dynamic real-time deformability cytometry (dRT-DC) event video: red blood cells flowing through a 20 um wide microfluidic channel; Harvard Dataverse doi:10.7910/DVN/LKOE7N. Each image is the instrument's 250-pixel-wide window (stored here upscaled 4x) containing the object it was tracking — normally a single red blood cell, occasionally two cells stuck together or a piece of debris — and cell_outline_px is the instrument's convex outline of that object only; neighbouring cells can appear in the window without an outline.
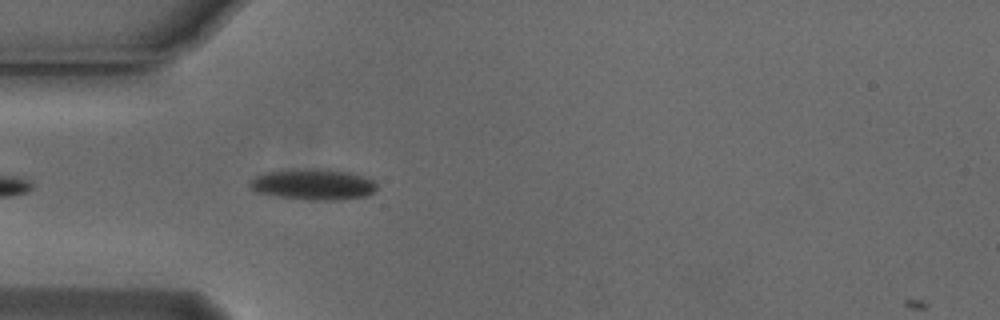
{"species": "Egyptian fruit bat (a non-hibernating species)", "species_latin": "Rousettus aegyptiacus", "temperature_condition": "cold", "stored_images_in_passage": 5, "camera_frame_rate_fps": 3000, "um_per_image_px": 0.085, "animal": {"sex": "male"}, "frame": {"image": 1, "passage_image": 4, "time_ms": 1.0, "image_size_px": [1000, 320], "cell_outline_px": [[376, 188], [368, 196], [340, 200], [308, 200], [276, 196], [256, 192], [248, 188], [248, 184], [256, 176], [268, 172], [316, 168], [328, 168], [348, 172], [372, 180], [376, 184]], "centroid_in_image_um": [26.61, 15.69], "position_along_channel_um": 58.4, "area_um2": 22.83}}